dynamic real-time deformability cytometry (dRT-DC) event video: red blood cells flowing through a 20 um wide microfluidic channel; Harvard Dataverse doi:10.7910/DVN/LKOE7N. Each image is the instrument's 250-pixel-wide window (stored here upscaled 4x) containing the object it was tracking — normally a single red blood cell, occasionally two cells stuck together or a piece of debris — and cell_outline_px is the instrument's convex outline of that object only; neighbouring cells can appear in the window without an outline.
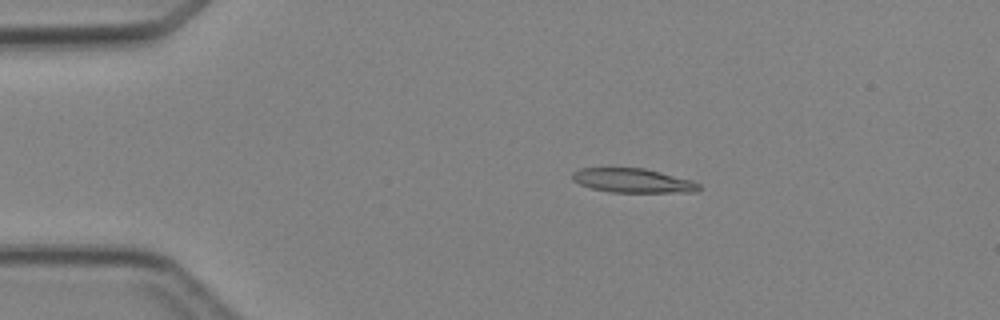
{"species": "Egyptian fruit bat (a non-hibernating species)", "species_latin": "Rousettus aegyptiacus", "temperature_condition": "cold", "stored_images_in_passage": 1, "camera_frame_rate_fps": 3000, "um_per_image_px": 0.085, "animal": {"sex": "female"}, "frame": {"image": 1, "passage_image": 1, "time_ms": 0.0, "image_size_px": [1000, 320], "cell_outline_px": [[700, 188], [696, 192], [612, 192], [592, 188], [580, 184], [572, 180], [572, 172], [580, 168], [644, 168], [692, 180], [700, 184]], "centroid_in_image_um": [53.79, 15.35], "position_along_channel_um": 31.2, "area_um2": 17.74}}